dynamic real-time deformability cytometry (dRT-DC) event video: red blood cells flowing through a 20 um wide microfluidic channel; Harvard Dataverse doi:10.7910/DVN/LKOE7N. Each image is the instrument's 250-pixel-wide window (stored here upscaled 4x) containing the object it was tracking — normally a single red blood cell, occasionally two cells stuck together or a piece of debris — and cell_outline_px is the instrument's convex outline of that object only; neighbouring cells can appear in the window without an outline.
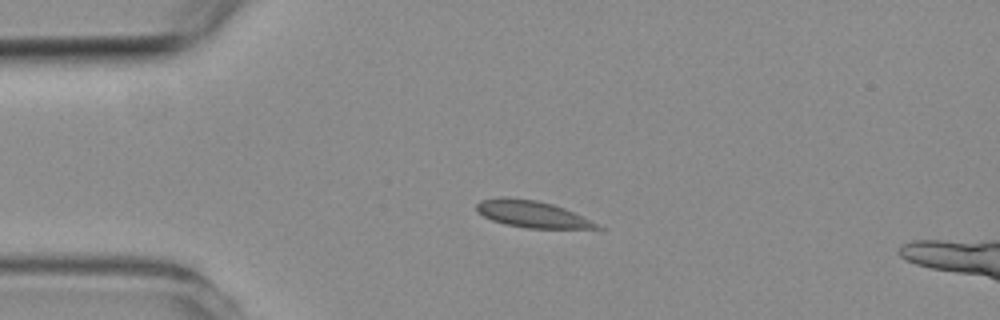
{"species": "common noctule bat (a hibernating species)", "species_latin": "Nyctalus noctula", "temperature_condition": "room temperature", "stored_images_in_passage": 5, "camera_frame_rate_fps": 3000, "um_per_image_px": 0.085, "animal": {"sex": "female", "body_mass_g": 19.3, "forearm_length_mm": 54.1}, "frame": {"image": 1, "passage_image": 3, "time_ms": 2.333, "image_size_px": [1000, 320], "cell_outline_px": [[608, 228], [528, 228], [504, 224], [492, 220], [476, 212], [476, 204], [480, 200], [504, 196], [536, 200], [552, 204], [564, 208]], "centroid_in_image_um": [45.19, 18.19], "position_along_channel_um": 39.8, "area_um2": 18.73}}